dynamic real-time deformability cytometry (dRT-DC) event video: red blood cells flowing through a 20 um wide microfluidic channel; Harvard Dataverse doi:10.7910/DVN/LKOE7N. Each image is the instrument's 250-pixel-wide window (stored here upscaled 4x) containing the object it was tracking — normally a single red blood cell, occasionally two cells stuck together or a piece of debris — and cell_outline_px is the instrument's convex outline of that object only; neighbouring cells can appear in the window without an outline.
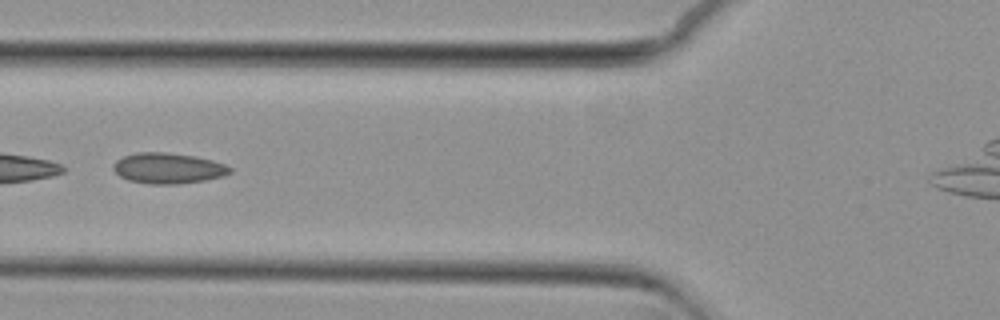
{"species": "common noctule bat (a hibernating species)", "species_latin": "Nyctalus noctula", "temperature_condition": "cold", "stored_images_in_passage": 18, "camera_frame_rate_fps": 3000, "um_per_image_px": 0.085, "animal": {"sex": "female", "body_mass_g": 29.2, "forearm_length_mm": 56.3}, "frame": {"image": 1, "passage_image": 11, "time_ms": 3.333, "image_size_px": [1000, 320], "cell_outline_px": [[232, 172], [220, 176], [204, 180], [176, 184], [148, 184], [128, 180], [120, 176], [112, 168], [112, 164], [116, 160], [124, 156], [136, 152], [164, 152], [196, 156], [212, 160], [224, 164], [232, 168]], "centroid_in_image_um": [14.25, 14.29], "position_along_channel_um": 111.5, "area_um2": 20.81}}